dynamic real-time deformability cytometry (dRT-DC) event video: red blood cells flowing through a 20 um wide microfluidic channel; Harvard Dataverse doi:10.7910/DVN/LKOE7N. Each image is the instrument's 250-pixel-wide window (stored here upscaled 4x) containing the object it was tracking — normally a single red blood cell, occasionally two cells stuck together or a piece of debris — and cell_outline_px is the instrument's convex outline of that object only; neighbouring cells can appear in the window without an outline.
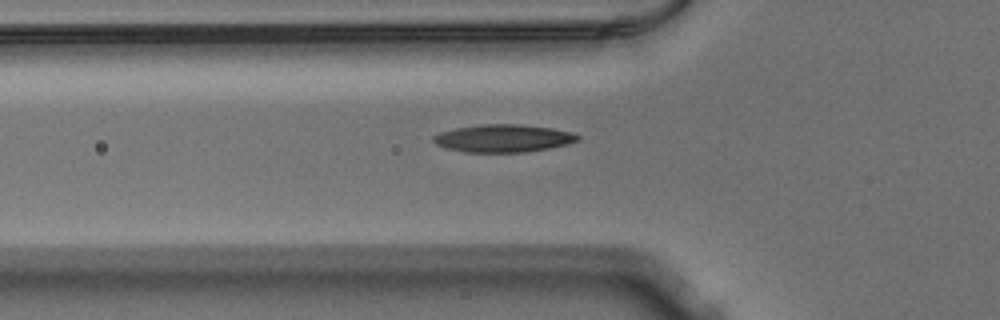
{"species": "Egyptian fruit bat (a non-hibernating species)", "species_latin": "Rousettus aegyptiacus", "temperature_condition": "warm", "stored_images_in_passage": 36, "camera_frame_rate_fps": 3000, "um_per_image_px": 0.085, "animal": {"sex": "male"}, "frame": {"image": 1, "passage_image": 2, "time_ms": 0.333, "image_size_px": [1000, 320], "cell_outline_px": [[580, 140], [568, 144], [548, 148], [524, 152], [464, 152], [448, 148], [436, 144], [432, 140], [432, 136], [440, 132], [456, 128], [480, 124], [520, 124], [552, 128], [572, 132], [580, 136]], "centroid_in_image_um": [42.79, 11.75], "position_along_channel_um": 83.0, "area_um2": 23.29}}
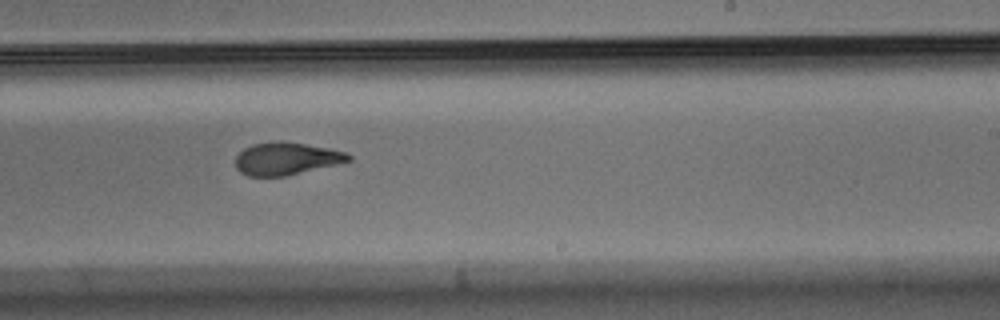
{"frame": {"image": 2, "passage_image": 16, "time_ms": 5.0, "image_size_px": [1000, 320], "cell_outline_px": [[352, 160], [336, 164], [284, 176], [248, 176], [240, 172], [236, 168], [236, 156], [244, 148], [252, 144], [272, 140], [280, 140], [328, 148], [344, 152], [352, 156]], "centroid_in_image_um": [24.29, 13.47], "position_along_channel_um": 264.7, "area_um2": 21.33}}
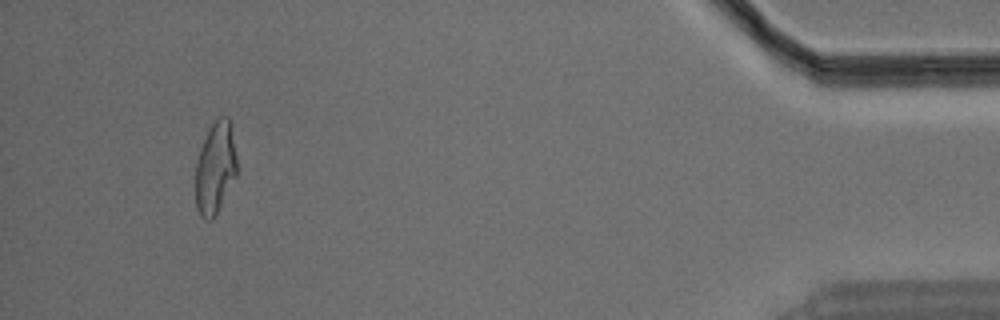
{"frame": {"image": 3, "passage_image": 33, "time_ms": 10.667, "image_size_px": [1000, 320], "cell_outline_px": [[236, 176], [212, 220], [204, 220], [200, 216], [196, 208], [196, 160], [200, 148], [208, 128], [220, 116], [228, 116], [232, 124], [236, 156]], "centroid_in_image_um": [18.29, 14.23], "position_along_channel_um": 416.9, "area_um2": 22.25}}